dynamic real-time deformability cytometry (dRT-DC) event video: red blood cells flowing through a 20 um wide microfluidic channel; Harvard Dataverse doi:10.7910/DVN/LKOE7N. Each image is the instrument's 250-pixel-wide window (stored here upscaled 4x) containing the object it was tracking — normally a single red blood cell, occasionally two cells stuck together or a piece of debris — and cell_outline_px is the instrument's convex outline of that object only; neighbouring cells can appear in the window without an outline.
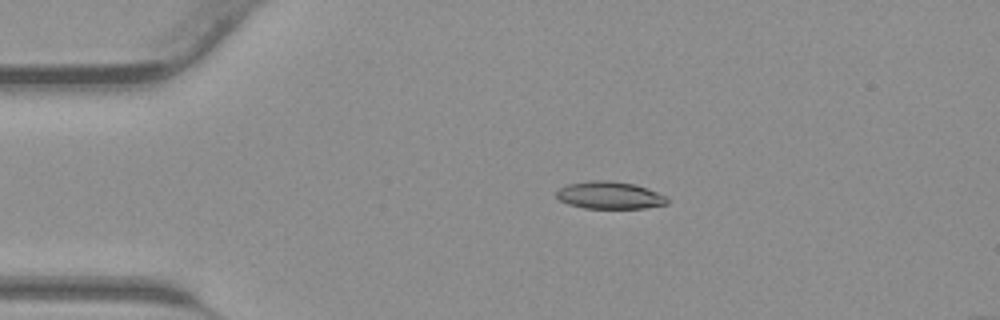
{"species": "common noctule bat (a hibernating species)", "species_latin": "Nyctalus noctula", "temperature_condition": "warm", "stored_images_in_passage": 42, "camera_frame_rate_fps": 3000, "um_per_image_px": 0.085, "animal": {"sex": "male", "body_mass_g": 23.1, "forearm_length_mm": 52.7}, "frame": {"image": 1, "passage_image": 8, "time_ms": 2.333, "image_size_px": [1000, 320], "cell_outline_px": [[668, 204], [644, 208], [584, 208], [568, 204], [560, 200], [556, 196], [556, 192], [560, 188], [568, 184], [588, 180], [608, 180], [636, 184], [648, 188], [668, 196]], "centroid_in_image_um": [51.85, 16.59], "position_along_channel_um": 33.1, "area_um2": 17.86}}
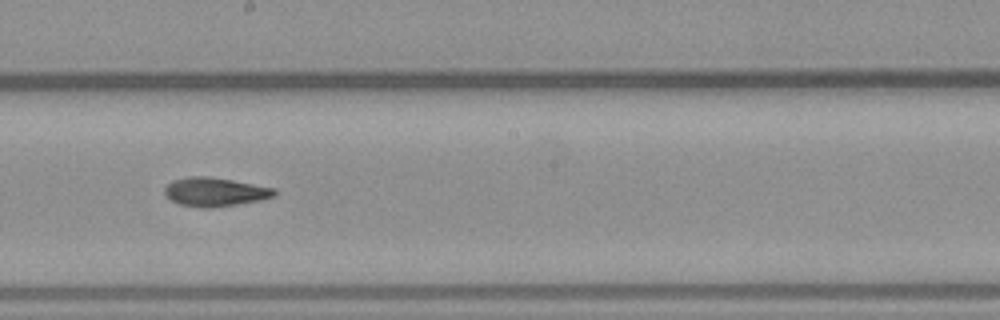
{"frame": {"image": 2, "passage_image": 23, "time_ms": 7.333, "image_size_px": [1000, 320], "cell_outline_px": [[276, 196], [260, 200], [236, 204], [208, 208], [204, 208], [180, 204], [172, 200], [164, 192], [164, 188], [172, 180], [188, 176], [208, 176], [232, 180], [276, 188]], "centroid_in_image_um": [18.29, 16.3], "position_along_channel_um": 229.9, "area_um2": 18.32}}
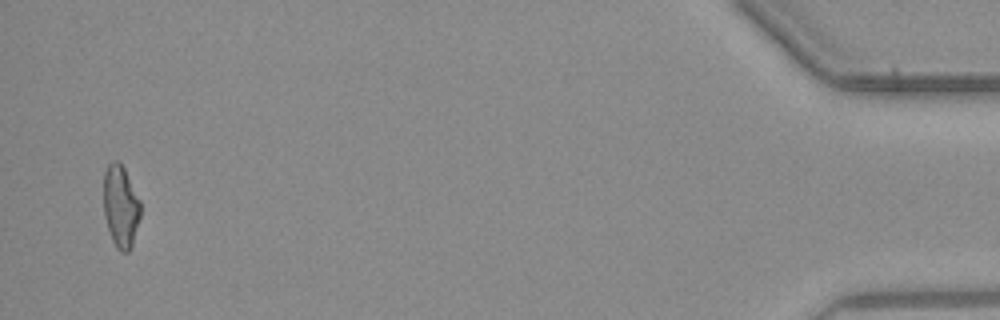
{"frame": {"image": 3, "passage_image": 41, "time_ms": 13.333, "image_size_px": [1000, 320], "cell_outline_px": [[140, 216], [132, 244], [128, 252], [120, 252], [116, 248], [112, 240], [104, 216], [104, 172], [108, 164], [112, 160], [116, 160], [124, 168], [140, 200]], "centroid_in_image_um": [10.25, 17.54], "position_along_channel_um": 425.0, "area_um2": 17.57}}